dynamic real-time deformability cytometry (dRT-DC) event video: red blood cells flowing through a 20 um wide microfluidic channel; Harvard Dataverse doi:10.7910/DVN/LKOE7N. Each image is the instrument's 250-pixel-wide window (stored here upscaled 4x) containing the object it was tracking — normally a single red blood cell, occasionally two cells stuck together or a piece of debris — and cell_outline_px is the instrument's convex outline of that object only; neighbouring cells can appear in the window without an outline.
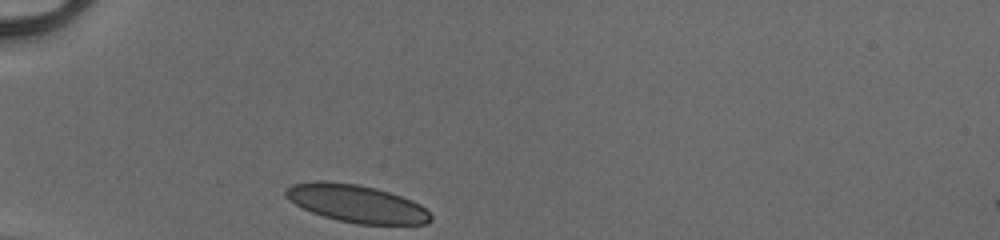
{"species": "human", "species_latin": "Homo sapiens", "temperature_condition": "cold", "stored_images_in_passage": 28, "camera_frame_rate_fps": 3000, "um_per_image_px": 0.085, "donor": {"sex": "male"}, "frame": {"image": 1, "passage_image": 1, "time_ms": 0.0, "image_size_px": [1000, 240], "cell_outline_px": [[432, 220], [424, 224], [356, 224], [336, 220], [312, 212], [296, 204], [284, 192], [292, 184], [316, 180], [324, 180], [356, 184], [376, 188], [412, 200], [420, 204], [432, 216]], "centroid_in_image_um": [30.32, 17.3], "position_along_channel_um": 54.7, "area_um2": 31.5}}
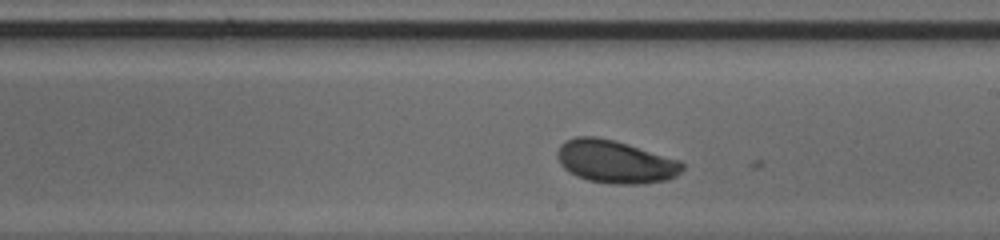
{"frame": {"image": 2, "passage_image": 16, "time_ms": 5.0, "image_size_px": [1000, 240], "cell_outline_px": [[684, 168], [676, 176], [668, 180], [644, 184], [612, 184], [588, 180], [576, 176], [568, 172], [560, 164], [556, 156], [556, 152], [560, 144], [564, 140], [576, 136], [596, 136], [616, 140], [680, 160], [684, 164]], "centroid_in_image_um": [52.28, 13.74], "position_along_channel_um": 236.7, "area_um2": 31.73}}
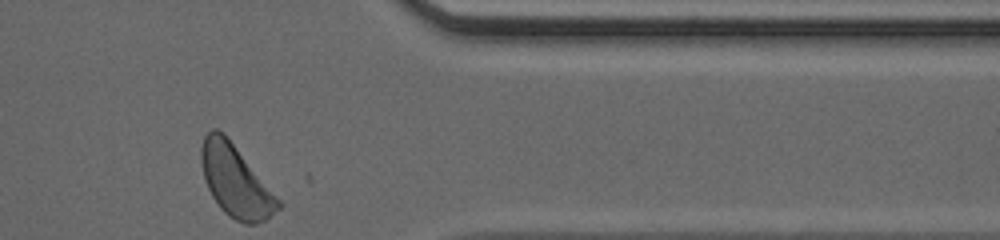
{"frame": {"image": 3, "passage_image": 28, "time_ms": 9.0, "image_size_px": [1000, 240], "cell_outline_px": [[284, 204], [280, 208], [264, 220], [256, 224], [244, 224], [228, 216], [220, 208], [212, 196], [208, 188], [204, 176], [200, 160], [200, 148], [204, 136], [212, 128], [216, 128], [224, 132]], "centroid_in_image_um": [20.02, 15.38], "position_along_channel_um": 391.4, "area_um2": 32.19}, "authors_computed_cell_mechanics": {"area_um2": 31.3276, "velocity_mm_per_s": 4.0932, "shape_relaxation_time_tau1_ms": 1.4122, "shape_relaxation_time_tau2_ms": null, "deformation_change_tau1": 0.0727, "deformation_change_tau2": null}}